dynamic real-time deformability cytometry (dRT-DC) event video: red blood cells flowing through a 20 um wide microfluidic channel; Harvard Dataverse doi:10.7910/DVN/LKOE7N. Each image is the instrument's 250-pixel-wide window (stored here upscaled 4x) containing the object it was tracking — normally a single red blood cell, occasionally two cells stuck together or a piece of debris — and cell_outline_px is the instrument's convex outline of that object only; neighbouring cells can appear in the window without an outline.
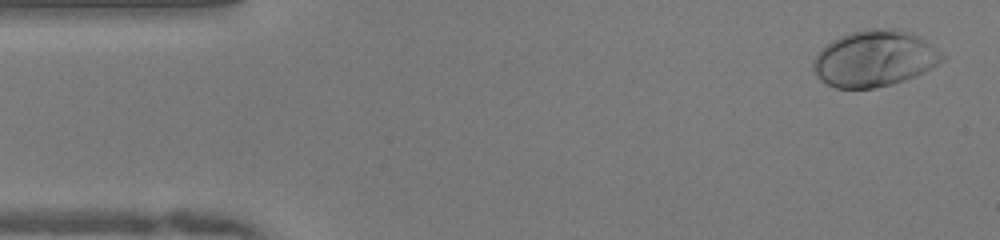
{"species": "human", "species_latin": "Homo sapiens", "temperature_condition": "warm", "stored_images_in_passage": 49, "camera_frame_rate_fps": 3000, "um_per_image_px": 0.085, "donor": {"sex": "female"}, "frame": {"image": 1, "passage_image": 2, "time_ms": 0.333, "image_size_px": [1000, 240], "cell_outline_px": [[944, 60], [924, 72], [904, 80], [892, 84], [876, 88], [836, 88], [820, 80], [812, 68], [812, 60], [832, 40], [840, 36], [864, 28], [900, 28], [920, 36], [936, 48], [944, 56]], "centroid_in_image_um": [74.34, 4.96], "position_along_channel_um": 10.7, "area_um2": 42.25}}
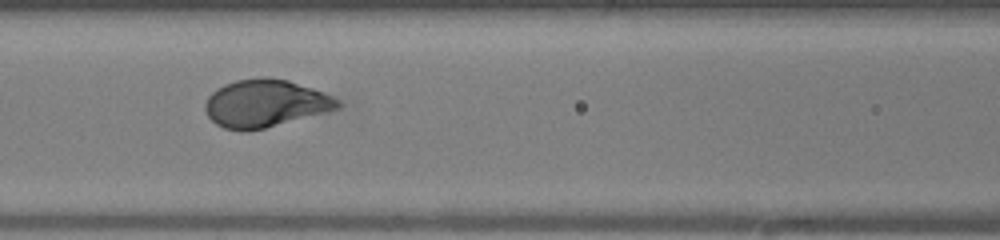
{"frame": {"image": 2, "passage_image": 20, "time_ms": 6.333, "image_size_px": [1000, 240], "cell_outline_px": [[344, 104], [340, 108], [328, 112], [264, 128], [240, 132], [224, 128], [216, 124], [208, 116], [204, 108], [204, 104], [208, 96], [216, 88], [224, 84], [236, 80], [264, 76], [288, 80], [312, 88], [332, 96], [340, 100]], "centroid_in_image_um": [22.55, 8.79], "position_along_channel_um": 144.0, "area_um2": 37.05}}
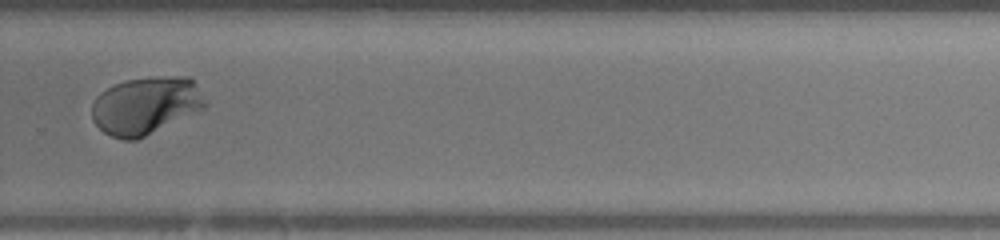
{"frame": {"image": 3, "passage_image": 33, "time_ms": 10.667, "image_size_px": [1000, 240], "cell_outline_px": [[208, 104], [204, 108], [136, 140], [124, 140], [112, 136], [104, 132], [92, 120], [92, 104], [96, 96], [100, 92], [112, 84], [124, 80], [160, 76], [188, 76], [192, 80], [208, 100]], "centroid_in_image_um": [12.38, 8.95], "position_along_channel_um": 317.4, "area_um2": 38.09}, "authors_computed_cell_mechanics": {"area_um2": 37.2232, "velocity_mm_per_s": 4.0117, "shape_relaxation_time_tau1_ms": 2.1232, "shape_relaxation_time_tau2_ms": null, "deformation_change_tau1": 0.1691, "deformation_change_tau2": null}}